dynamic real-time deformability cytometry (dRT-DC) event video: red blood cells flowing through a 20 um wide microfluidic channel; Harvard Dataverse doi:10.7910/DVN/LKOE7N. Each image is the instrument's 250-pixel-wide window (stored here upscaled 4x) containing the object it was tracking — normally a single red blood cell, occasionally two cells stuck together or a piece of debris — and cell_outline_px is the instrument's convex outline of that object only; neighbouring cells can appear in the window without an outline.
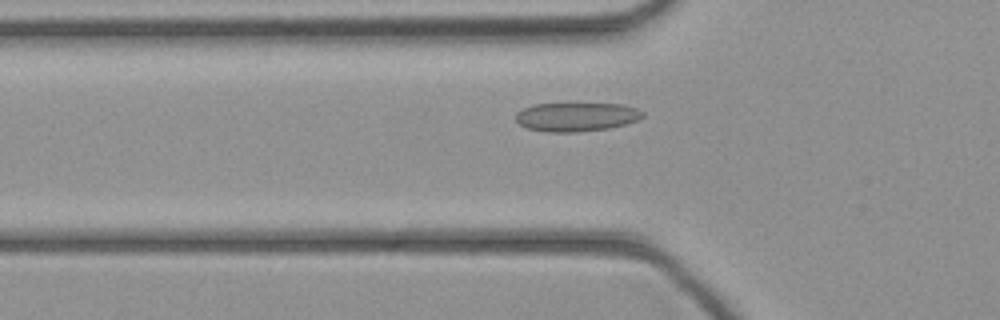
{"species": "common noctule bat (a hibernating species)", "species_latin": "Nyctalus noctula", "temperature_condition": "cold", "stored_images_in_passage": 41, "camera_frame_rate_fps": 3000, "um_per_image_px": 0.085, "animal": {"sex": "female", "body_mass_g": 21.9}, "frame": {"image": 1, "passage_image": 11, "time_ms": 3.333, "image_size_px": [1000, 320], "cell_outline_px": [[644, 116], [636, 120], [624, 124], [608, 128], [580, 132], [544, 132], [528, 128], [520, 124], [516, 120], [516, 112], [532, 104], [620, 104], [636, 108], [644, 112]], "centroid_in_image_um": [48.97, 9.94], "position_along_channel_um": 76.8, "area_um2": 21.21}}
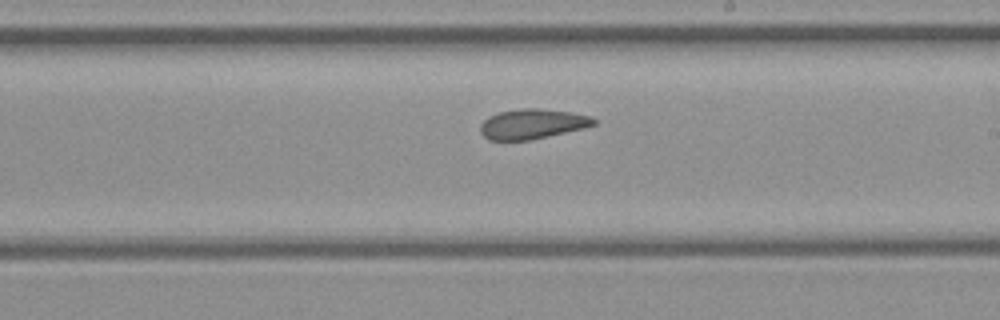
{"frame": {"image": 2, "passage_image": 22, "time_ms": 7.0, "image_size_px": [1000, 320], "cell_outline_px": [[596, 124], [584, 128], [532, 140], [488, 140], [480, 132], [480, 124], [488, 116], [500, 112], [524, 108], [540, 108], [568, 112], [592, 116], [596, 120]], "centroid_in_image_um": [45.24, 10.54], "position_along_channel_um": 243.8, "area_um2": 19.83}}
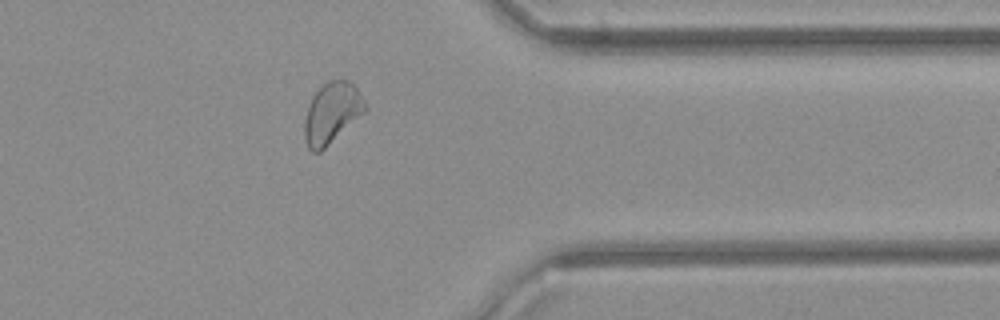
{"frame": {"image": 3, "passage_image": 32, "time_ms": 10.333, "image_size_px": [1000, 320], "cell_outline_px": [[368, 108], [364, 112], [320, 152], [312, 152], [308, 148], [304, 140], [304, 120], [312, 96], [328, 80], [348, 80], [356, 88], [364, 100]], "centroid_in_image_um": [28.18, 9.61], "position_along_channel_um": 383.2, "area_um2": 21.15}}